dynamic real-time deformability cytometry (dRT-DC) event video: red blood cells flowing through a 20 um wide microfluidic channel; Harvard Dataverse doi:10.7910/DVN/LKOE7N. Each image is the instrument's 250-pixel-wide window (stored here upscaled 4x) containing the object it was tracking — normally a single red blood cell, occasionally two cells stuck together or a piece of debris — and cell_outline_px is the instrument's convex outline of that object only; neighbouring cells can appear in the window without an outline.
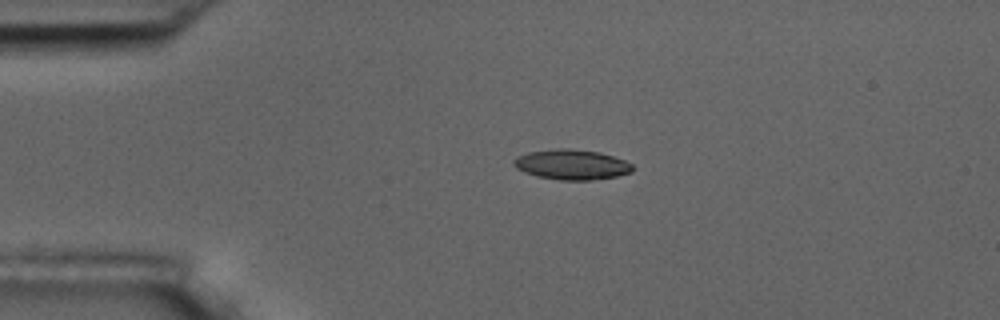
{"species": "common noctule bat (a hibernating species)", "species_latin": "Nyctalus noctula", "temperature_condition": "room temperature", "stored_images_in_passage": 3, "camera_frame_rate_fps": 3000, "um_per_image_px": 0.085, "animal": {"sex": "male", "body_mass_g": 17.5, "forearm_length_mm": 52.3}, "frame": {"image": 1, "passage_image": 2, "time_ms": 1.333, "image_size_px": [1000, 320], "cell_outline_px": [[632, 172], [616, 176], [588, 180], [560, 180], [536, 176], [524, 172], [516, 168], [512, 164], [512, 160], [528, 152], [556, 148], [568, 148], [600, 152], [624, 160], [632, 164]], "centroid_in_image_um": [48.56, 13.98], "position_along_channel_um": 36.4, "area_um2": 20.81}}